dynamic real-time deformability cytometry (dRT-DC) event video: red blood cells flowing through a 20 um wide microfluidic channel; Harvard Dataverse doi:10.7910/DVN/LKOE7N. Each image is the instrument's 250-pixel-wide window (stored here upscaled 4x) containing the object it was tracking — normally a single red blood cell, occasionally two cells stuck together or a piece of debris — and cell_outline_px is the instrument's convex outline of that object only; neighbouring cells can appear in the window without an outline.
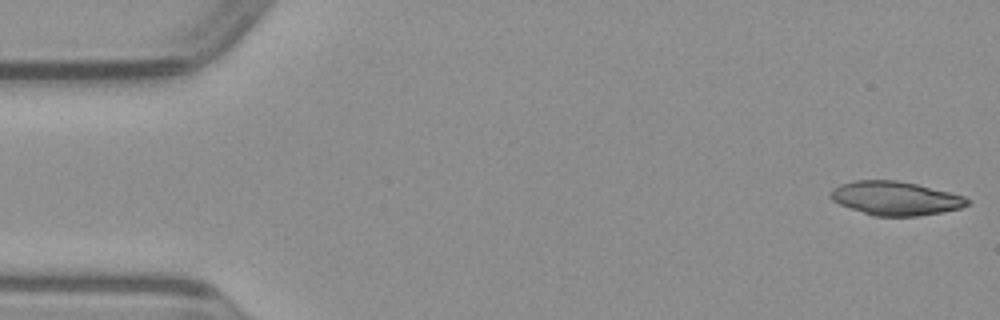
{"species": "common noctule bat (a hibernating species)", "species_latin": "Nyctalus noctula", "temperature_condition": "warm", "stored_images_in_passage": 50, "camera_frame_rate_fps": 3000, "um_per_image_px": 0.085, "animal": {"sex": "male", "body_mass_g": 23.1, "forearm_length_mm": 52.7}, "frame": {"image": 1, "passage_image": 1, "time_ms": 0.0, "image_size_px": [1000, 320], "cell_outline_px": [[972, 204], [960, 208], [940, 212], [916, 216], [872, 216], [840, 204], [832, 200], [828, 196], [828, 192], [832, 188], [840, 184], [856, 180], [896, 180], [916, 184], [964, 196], [972, 200]], "centroid_in_image_um": [76.09, 16.85], "position_along_channel_um": 8.9, "area_um2": 26.99}}
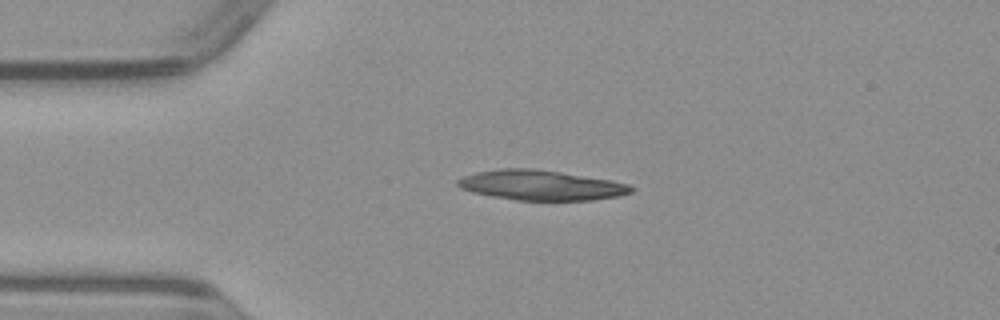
{"frame": {"image": 2, "passage_image": 11, "time_ms": 3.333, "image_size_px": [1000, 320], "cell_outline_px": [[636, 188], [632, 192], [620, 196], [592, 200], [516, 200], [492, 196], [472, 192], [460, 188], [456, 184], [456, 180], [464, 176], [476, 172], [500, 168], [536, 168], [612, 180], [628, 184]], "centroid_in_image_um": [46.0, 15.74], "position_along_channel_um": 39.0, "area_um2": 30.52}}